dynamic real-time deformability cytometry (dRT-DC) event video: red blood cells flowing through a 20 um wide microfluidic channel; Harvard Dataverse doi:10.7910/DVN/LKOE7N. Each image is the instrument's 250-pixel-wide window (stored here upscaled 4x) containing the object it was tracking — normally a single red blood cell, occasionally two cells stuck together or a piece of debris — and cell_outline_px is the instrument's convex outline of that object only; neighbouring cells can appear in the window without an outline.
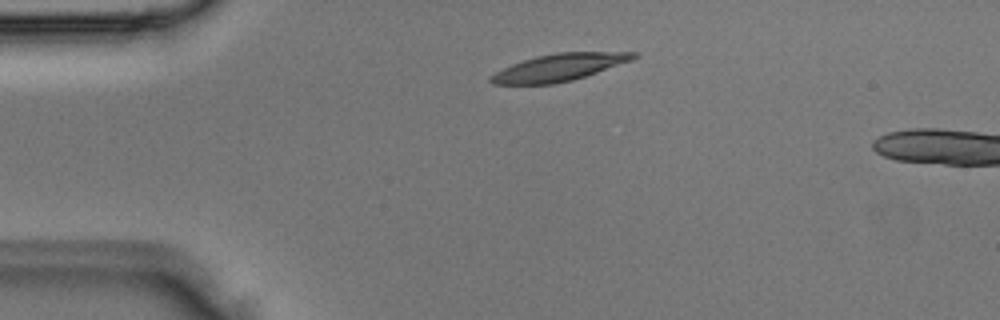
{"species": "Egyptian fruit bat (a non-hibernating species)", "species_latin": "Rousettus aegyptiacus", "temperature_condition": "room temperature", "stored_images_in_passage": 2, "camera_frame_rate_fps": 3000, "um_per_image_px": 0.085, "animal": {"sex": "male"}, "frame": {"image": 1, "passage_image": 1, "time_ms": 0.0, "image_size_px": [1000, 320], "cell_outline_px": [[640, 56], [632, 60], [572, 80], [552, 84], [492, 84], [488, 80], [488, 76], [512, 64], [536, 56], [556, 52], [640, 52]], "centroid_in_image_um": [47.52, 5.72], "position_along_channel_um": 37.5, "area_um2": 22.43}}